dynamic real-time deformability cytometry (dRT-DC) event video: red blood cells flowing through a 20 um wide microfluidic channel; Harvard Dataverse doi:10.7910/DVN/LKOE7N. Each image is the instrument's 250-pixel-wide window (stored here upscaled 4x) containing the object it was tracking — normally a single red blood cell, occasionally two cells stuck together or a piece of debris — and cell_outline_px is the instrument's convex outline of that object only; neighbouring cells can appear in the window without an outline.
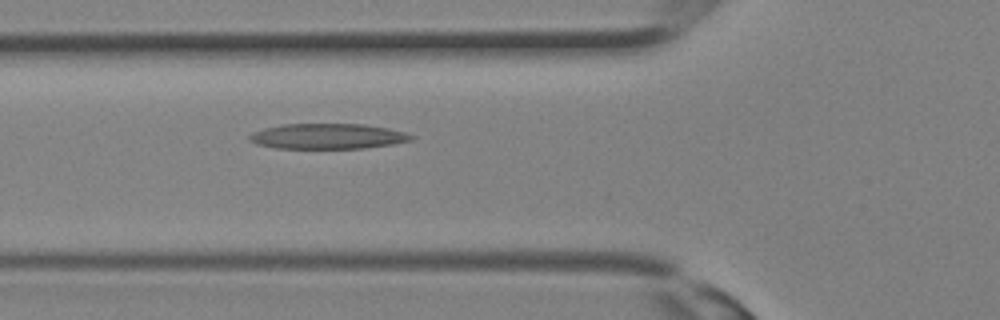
{"species": "Egyptian fruit bat (a non-hibernating species)", "species_latin": "Rousettus aegyptiacus", "temperature_condition": "room temperature", "stored_images_in_passage": 2, "camera_frame_rate_fps": 3000, "um_per_image_px": 0.085, "animal": {"sex": "female"}, "frame": {"image": 1, "passage_image": 2, "time_ms": 0.333, "image_size_px": [1000, 320], "cell_outline_px": [[416, 136], [412, 140], [392, 144], [364, 148], [276, 148], [256, 144], [248, 140], [248, 136], [264, 128], [284, 124], [364, 124], [388, 128], [404, 132]], "centroid_in_image_um": [27.87, 11.58], "position_along_channel_um": 97.9, "area_um2": 23.81}}